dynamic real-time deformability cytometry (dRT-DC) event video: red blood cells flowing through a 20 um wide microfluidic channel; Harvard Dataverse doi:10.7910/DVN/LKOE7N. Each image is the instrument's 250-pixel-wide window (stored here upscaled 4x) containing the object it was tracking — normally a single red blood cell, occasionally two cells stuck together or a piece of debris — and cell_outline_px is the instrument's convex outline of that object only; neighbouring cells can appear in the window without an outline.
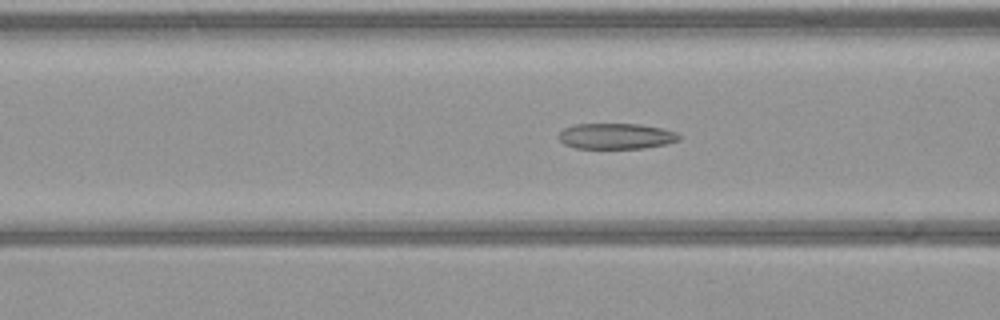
{"species": "common noctule bat (a hibernating species)", "species_latin": "Nyctalus noctula", "temperature_condition": "warm", "stored_images_in_passage": 43, "camera_frame_rate_fps": 3000, "um_per_image_px": 0.085, "animal": {"sex": "female", "body_mass_g": 21.9}, "frame": {"image": 1, "passage_image": 20, "time_ms": 6.333, "image_size_px": [1000, 320], "cell_outline_px": [[680, 140], [664, 144], [644, 148], [576, 148], [564, 144], [560, 140], [560, 132], [564, 128], [576, 124], [640, 124], [664, 128], [676, 132], [680, 136]], "centroid_in_image_um": [52.39, 11.57], "position_along_channel_um": 114.2, "area_um2": 17.98}}
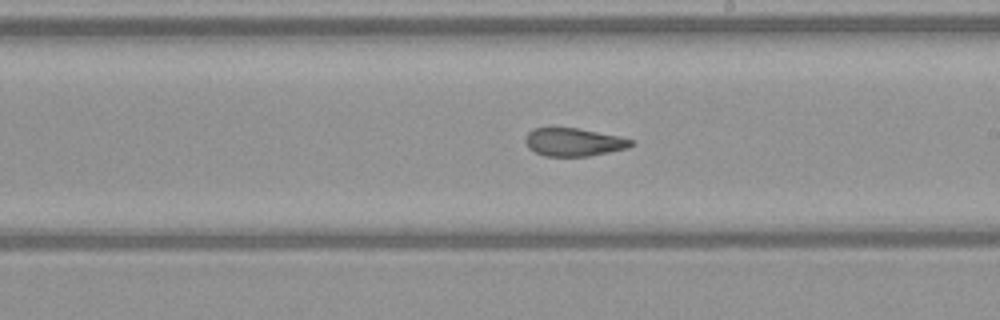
{"frame": {"image": 2, "passage_image": 30, "time_ms": 9.667, "image_size_px": [1000, 320], "cell_outline_px": [[636, 144], [628, 148], [588, 156], [544, 156], [528, 148], [524, 140], [528, 132], [532, 128], [580, 128], [620, 136], [636, 140]], "centroid_in_image_um": [48.81, 12.07], "position_along_channel_um": 240.2, "area_um2": 17.51}}
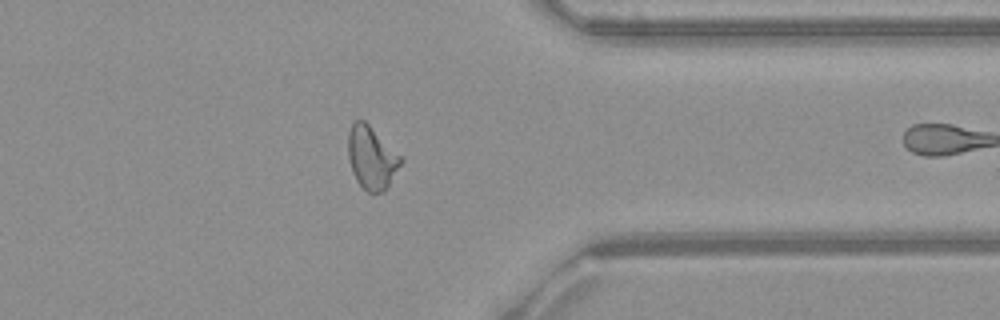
{"frame": {"image": 3, "passage_image": 42, "time_ms": 13.667, "image_size_px": [1000, 320], "cell_outline_px": [[404, 160], [384, 192], [368, 192], [356, 180], [352, 172], [348, 156], [348, 132], [352, 124], [356, 120], [364, 120]], "centroid_in_image_um": [31.57, 13.42], "position_along_channel_um": 379.8, "area_um2": 18.96}}